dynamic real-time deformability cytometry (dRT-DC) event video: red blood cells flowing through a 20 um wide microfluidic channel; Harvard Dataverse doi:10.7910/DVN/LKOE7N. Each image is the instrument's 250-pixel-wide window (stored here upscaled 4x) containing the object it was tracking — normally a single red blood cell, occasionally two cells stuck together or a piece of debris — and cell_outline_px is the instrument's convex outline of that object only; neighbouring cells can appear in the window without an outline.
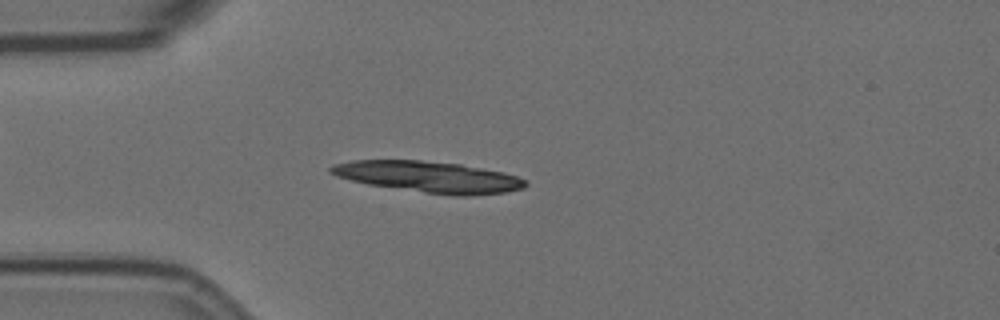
{"species": "Egyptian fruit bat (a non-hibernating species)", "species_latin": "Rousettus aegyptiacus", "temperature_condition": "room temperature", "stored_images_in_passage": 55, "camera_frame_rate_fps": 3000, "um_per_image_px": 0.085, "animal": {"sex": "female"}, "frame": {"image": 1, "passage_image": 14, "time_ms": 4.333, "image_size_px": [1000, 320], "cell_outline_px": [[528, 184], [524, 188], [508, 192], [472, 196], [452, 196], [368, 184], [336, 176], [328, 172], [328, 168], [332, 164], [352, 160], [420, 160], [460, 164], [504, 172], [528, 180]], "centroid_in_image_um": [36.47, 15.03], "position_along_channel_um": 48.5, "area_um2": 35.55}}